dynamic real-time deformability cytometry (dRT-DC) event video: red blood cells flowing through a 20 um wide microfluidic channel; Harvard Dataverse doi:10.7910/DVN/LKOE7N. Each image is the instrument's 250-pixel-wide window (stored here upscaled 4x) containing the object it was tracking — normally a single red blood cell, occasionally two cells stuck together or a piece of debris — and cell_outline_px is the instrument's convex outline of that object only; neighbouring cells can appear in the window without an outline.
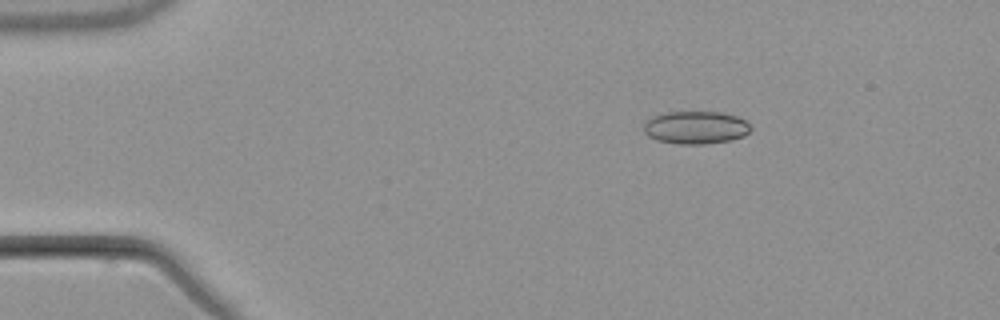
{"species": "common noctule bat (a hibernating species)", "species_latin": "Nyctalus noctula", "temperature_condition": "warm", "stored_images_in_passage": 5, "camera_frame_rate_fps": 3000, "um_per_image_px": 0.085, "animal": {"sex": "male", "body_mass_g": 21.5, "forearm_length_mm": 52.0}, "frame": {"image": 1, "passage_image": 3, "time_ms": 2.333, "image_size_px": [1000, 320], "cell_outline_px": [[752, 128], [744, 136], [732, 140], [704, 144], [680, 144], [656, 140], [648, 136], [644, 132], [644, 124], [652, 116], [668, 112], [720, 112], [736, 116], [744, 120]], "centroid_in_image_um": [59.13, 10.84], "position_along_channel_um": 25.9, "area_um2": 20.4}}